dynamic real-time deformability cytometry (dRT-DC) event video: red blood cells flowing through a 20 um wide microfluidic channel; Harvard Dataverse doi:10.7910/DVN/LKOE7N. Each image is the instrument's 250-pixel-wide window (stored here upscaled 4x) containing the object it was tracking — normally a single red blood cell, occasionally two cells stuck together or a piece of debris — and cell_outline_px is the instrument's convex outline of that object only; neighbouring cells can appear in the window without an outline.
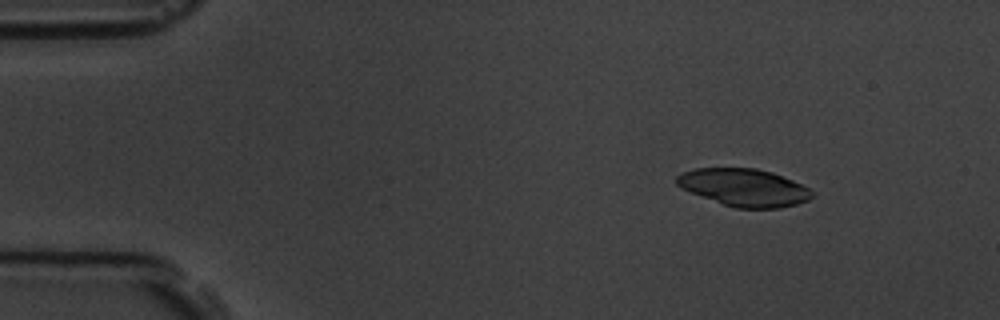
{"species": "common noctule bat (a hibernating species)", "species_latin": "Nyctalus noctula", "temperature_condition": "room temperature", "stored_images_in_passage": 3, "camera_frame_rate_fps": 3000, "um_per_image_px": 0.085, "animal": {"sex": "male", "body_mass_g": 19.5, "forearm_length_mm": 54.6}, "frame": {"image": 1, "passage_image": 1, "time_ms": 0.0, "image_size_px": [1000, 320], "cell_outline_px": [[816, 196], [808, 200], [796, 204], [780, 208], [736, 208], [724, 204], [692, 192], [676, 184], [676, 176], [684, 172], [696, 168], [756, 168], [772, 172], [792, 180], [816, 192]], "centroid_in_image_um": [63.31, 15.93], "position_along_channel_um": 21.7, "area_um2": 29.3}}